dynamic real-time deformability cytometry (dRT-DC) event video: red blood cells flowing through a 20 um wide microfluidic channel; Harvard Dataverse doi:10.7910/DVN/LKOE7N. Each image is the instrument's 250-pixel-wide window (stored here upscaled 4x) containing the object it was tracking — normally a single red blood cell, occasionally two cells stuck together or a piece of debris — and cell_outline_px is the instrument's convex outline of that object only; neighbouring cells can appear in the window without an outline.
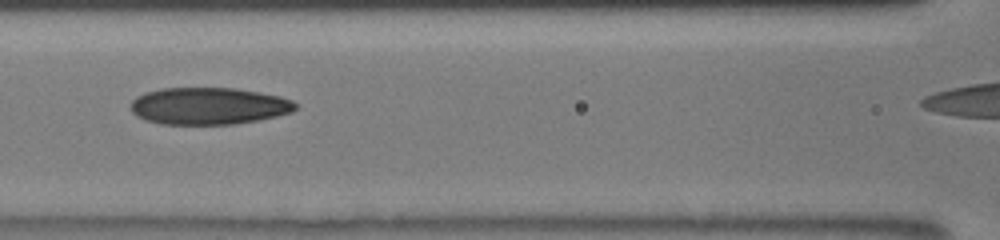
{"species": "human", "species_latin": "Homo sapiens", "temperature_condition": "room temperature", "stored_images_in_passage": 47, "camera_frame_rate_fps": 3000, "um_per_image_px": 0.085, "donor": {"sex": "male"}, "frame": {"image": 1, "passage_image": 25, "time_ms": 8.0, "image_size_px": [1000, 240], "cell_outline_px": [[296, 108], [292, 112], [276, 116], [236, 124], [160, 124], [144, 120], [136, 116], [132, 112], [132, 100], [136, 96], [144, 92], [160, 88], [236, 88], [280, 96], [292, 100], [296, 104]], "centroid_in_image_um": [17.71, 9.01], "position_along_channel_um": 148.9, "area_um2": 35.66}}
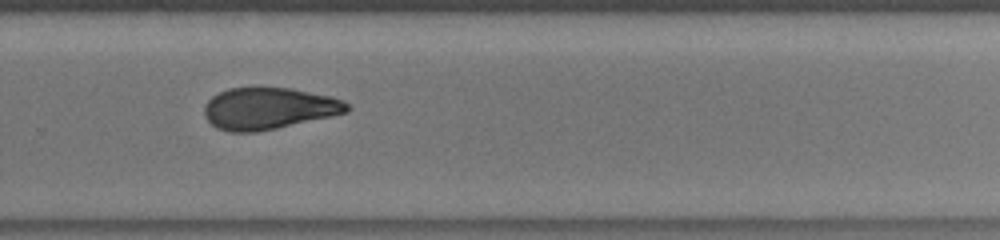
{"frame": {"image": 2, "passage_image": 37, "time_ms": 12.0, "image_size_px": [1000, 240], "cell_outline_px": [[352, 108], [348, 112], [332, 116], [276, 128], [256, 132], [228, 132], [216, 128], [204, 116], [204, 104], [212, 96], [228, 88], [292, 88], [332, 96], [344, 100]], "centroid_in_image_um": [22.85, 9.22], "position_along_channel_um": 306.9, "area_um2": 34.85}}
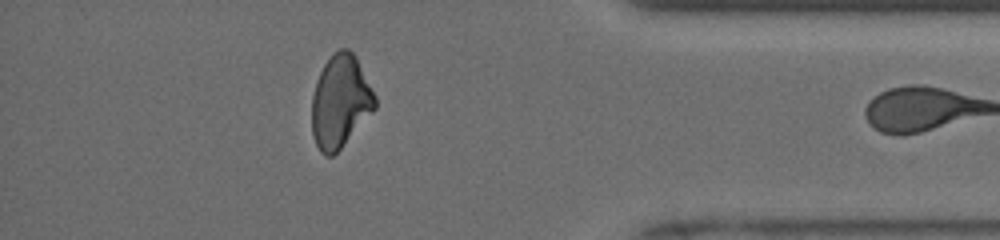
{"frame": {"image": 3, "passage_image": 46, "time_ms": 15.0, "image_size_px": [1000, 240], "cell_outline_px": [[376, 108], [340, 148], [332, 156], [324, 156], [320, 152], [316, 144], [312, 132], [312, 96], [316, 80], [324, 64], [332, 52], [340, 48], [348, 48], [356, 56], [376, 96]], "centroid_in_image_um": [28.92, 8.6], "position_along_channel_um": 406.3, "area_um2": 34.1}}